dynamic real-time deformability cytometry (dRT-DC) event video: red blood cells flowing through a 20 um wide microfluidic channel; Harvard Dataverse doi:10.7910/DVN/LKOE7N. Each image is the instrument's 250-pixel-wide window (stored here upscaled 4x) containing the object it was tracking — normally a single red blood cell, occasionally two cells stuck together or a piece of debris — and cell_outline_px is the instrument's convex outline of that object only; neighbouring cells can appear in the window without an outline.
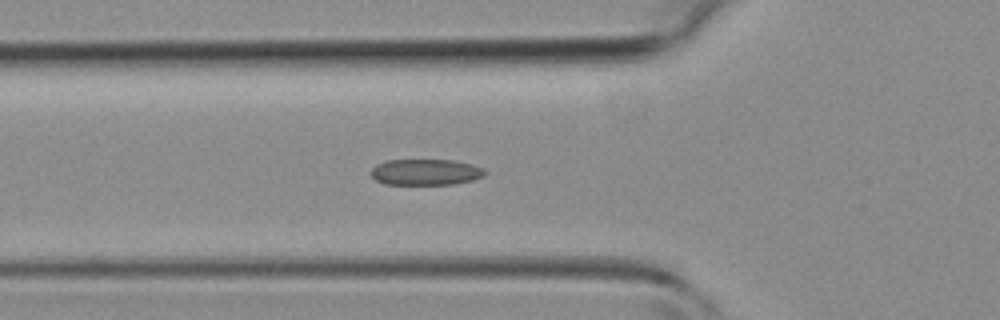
{"species": "common noctule bat (a hibernating species)", "species_latin": "Nyctalus noctula", "temperature_condition": "room temperature", "stored_images_in_passage": 34, "camera_frame_rate_fps": 3000, "um_per_image_px": 0.085, "animal": {"sex": "female", "body_mass_g": 19.3, "forearm_length_mm": 54.1}, "frame": {"image": 1, "passage_image": 10, "time_ms": 3.0, "image_size_px": [1000, 320], "cell_outline_px": [[488, 172], [484, 176], [472, 180], [452, 184], [384, 184], [376, 180], [372, 176], [372, 168], [376, 164], [384, 160], [452, 160], [472, 164], [484, 168]], "centroid_in_image_um": [36.2, 14.62], "position_along_channel_um": 89.6, "area_um2": 17.34}}
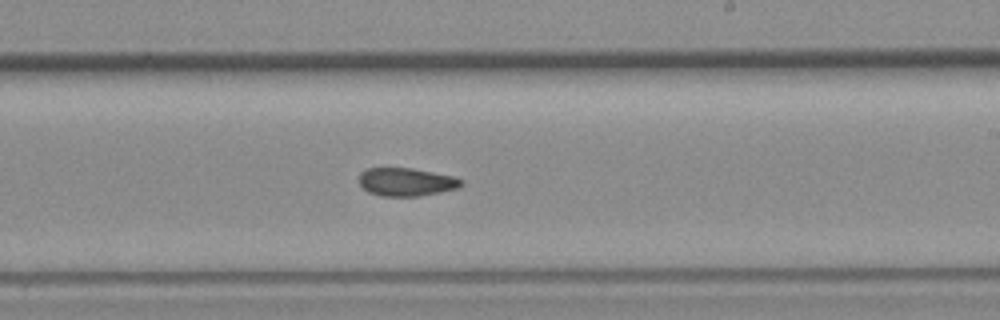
{"frame": {"image": 2, "passage_image": 20, "time_ms": 6.333, "image_size_px": [1000, 320], "cell_outline_px": [[464, 184], [460, 188], [420, 196], [380, 196], [368, 192], [360, 184], [360, 172], [364, 168], [412, 168], [452, 176], [464, 180]], "centroid_in_image_um": [34.55, 15.47], "position_along_channel_um": 254.4, "area_um2": 16.88}}
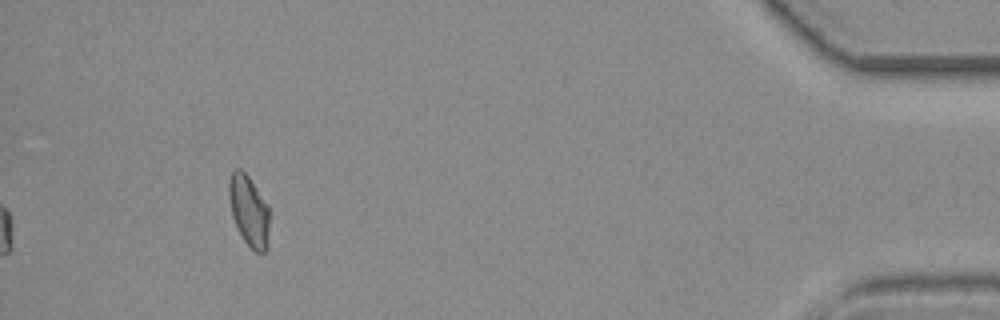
{"frame": {"image": 3, "passage_image": 34, "time_ms": 11.0, "image_size_px": [1000, 320], "cell_outline_px": [[268, 248], [264, 252], [256, 252], [244, 240], [232, 216], [228, 196], [228, 180], [232, 168], [240, 168], [248, 176], [268, 204]], "centroid_in_image_um": [21.14, 17.86], "position_along_channel_um": 414.1, "area_um2": 16.7}}